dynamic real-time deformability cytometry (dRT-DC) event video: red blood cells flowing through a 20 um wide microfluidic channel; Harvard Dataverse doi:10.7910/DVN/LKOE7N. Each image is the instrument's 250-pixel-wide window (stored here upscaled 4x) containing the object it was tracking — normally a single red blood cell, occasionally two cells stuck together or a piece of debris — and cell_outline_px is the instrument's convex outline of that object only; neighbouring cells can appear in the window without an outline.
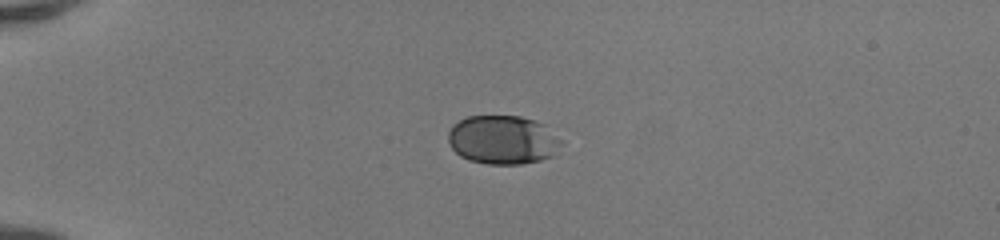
{"species": "human", "species_latin": "Homo sapiens", "temperature_condition": "room temperature", "stored_images_in_passage": 38, "camera_frame_rate_fps": 3000, "um_per_image_px": 0.085, "donor": {"sex": "female"}, "frame": {"image": 1, "passage_image": 1, "time_ms": 0.0, "image_size_px": [1000, 240], "cell_outline_px": [[560, 144], [552, 156], [540, 160], [520, 164], [488, 164], [468, 160], [460, 156], [452, 148], [448, 140], [448, 132], [452, 124], [468, 116], [520, 116], [536, 120], [544, 124], [560, 140]], "centroid_in_image_um": [42.69, 11.88], "position_along_channel_um": 42.3, "area_um2": 32.08}}
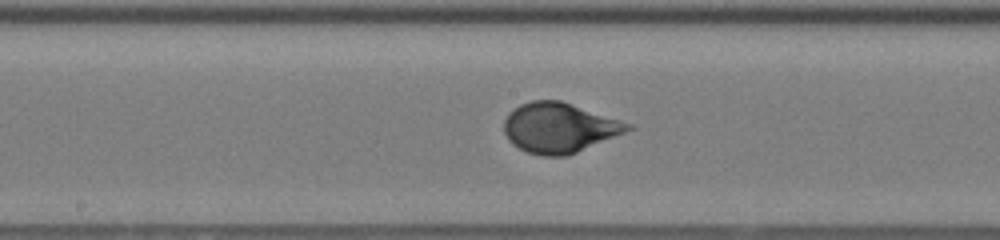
{"frame": {"image": 2, "passage_image": 16, "time_ms": 5.0, "image_size_px": [1000, 240], "cell_outline_px": [[636, 128], [568, 156], [544, 156], [528, 152], [512, 144], [508, 140], [504, 132], [504, 120], [508, 112], [520, 104], [532, 100], [560, 100], [636, 124]], "centroid_in_image_um": [47.58, 10.85], "position_along_channel_um": 200.6, "area_um2": 36.47}}
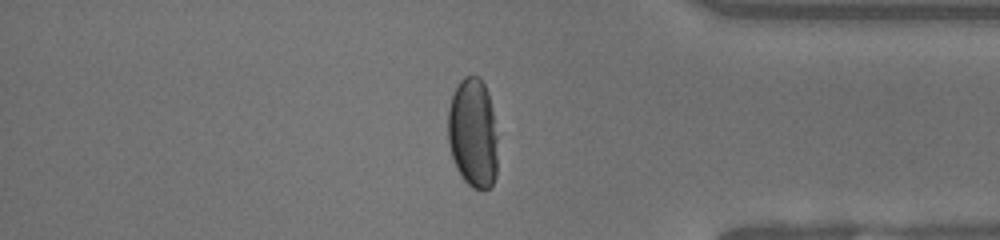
{"frame": {"image": 3, "passage_image": 31, "time_ms": 10.0, "image_size_px": [1000, 240], "cell_outline_px": [[496, 176], [492, 184], [484, 192], [472, 188], [464, 180], [456, 168], [448, 144], [448, 108], [452, 96], [460, 80], [464, 76], [480, 76], [488, 92], [492, 108], [496, 136]], "centroid_in_image_um": [40.19, 11.33], "position_along_channel_um": 395.0, "area_um2": 31.91}, "authors_computed_cell_mechanics": {"area_um2": 34.7089, "velocity_mm_per_s": 4.1456, "shape_relaxation_time_tau1_ms": 4.8581, "shape_relaxation_time_tau2_ms": null, "deformation_change_tau1": 0.197, "deformation_change_tau2": null}}